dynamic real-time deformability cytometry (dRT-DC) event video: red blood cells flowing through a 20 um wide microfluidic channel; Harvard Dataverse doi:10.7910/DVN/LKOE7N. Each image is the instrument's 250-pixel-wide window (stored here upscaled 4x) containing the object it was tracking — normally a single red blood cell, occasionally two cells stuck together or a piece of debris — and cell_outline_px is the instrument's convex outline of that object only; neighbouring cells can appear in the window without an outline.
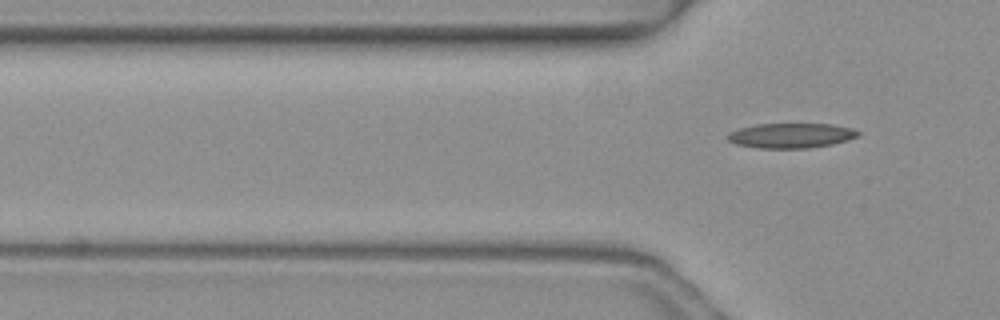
{"species": "common noctule bat (a hibernating species)", "species_latin": "Nyctalus noctula", "temperature_condition": "warm", "stored_images_in_passage": 4, "camera_frame_rate_fps": 3000, "um_per_image_px": 0.085, "animal": {"sex": "female", "body_mass_g": 19.3, "forearm_length_mm": 54.1}, "frame": {"image": 1, "passage_image": 4, "time_ms": 1.0, "image_size_px": [1000, 320], "cell_outline_px": [[860, 136], [848, 140], [832, 144], [808, 148], [760, 148], [736, 144], [728, 140], [728, 132], [740, 128], [756, 124], [832, 124], [852, 128], [860, 132]], "centroid_in_image_um": [67.27, 11.52], "position_along_channel_um": 58.5, "area_um2": 18.9}}